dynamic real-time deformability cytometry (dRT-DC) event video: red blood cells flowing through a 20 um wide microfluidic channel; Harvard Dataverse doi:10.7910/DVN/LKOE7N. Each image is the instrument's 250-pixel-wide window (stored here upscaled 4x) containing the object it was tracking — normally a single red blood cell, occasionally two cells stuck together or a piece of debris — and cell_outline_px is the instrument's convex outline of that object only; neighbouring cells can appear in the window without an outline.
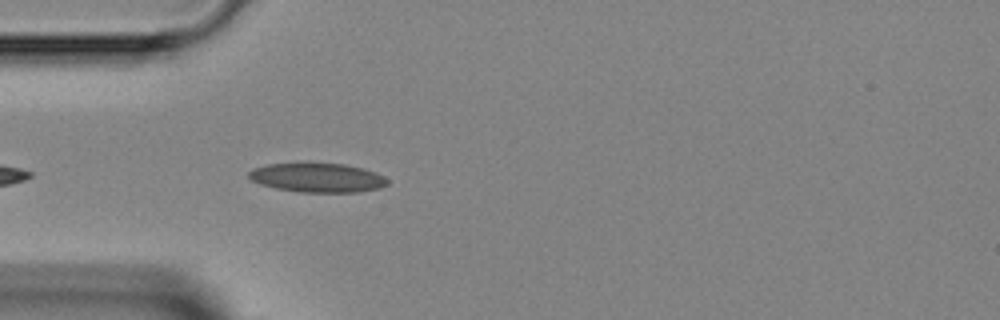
{"species": "Egyptian fruit bat (a non-hibernating species)", "species_latin": "Rousettus aegyptiacus", "temperature_condition": "room temperature", "stored_images_in_passage": 27, "camera_frame_rate_fps": 3000, "um_per_image_px": 0.085, "animal": {"sex": "female"}, "frame": {"image": 1, "passage_image": 4, "time_ms": 1.0, "image_size_px": [1000, 320], "cell_outline_px": [[388, 184], [380, 188], [356, 192], [300, 192], [276, 188], [260, 184], [252, 180], [248, 176], [248, 172], [252, 168], [268, 164], [304, 160], [308, 160], [344, 164], [364, 168], [376, 172], [384, 176], [388, 180]], "centroid_in_image_um": [26.96, 15.05], "position_along_channel_um": 58.0, "area_um2": 24.57}}